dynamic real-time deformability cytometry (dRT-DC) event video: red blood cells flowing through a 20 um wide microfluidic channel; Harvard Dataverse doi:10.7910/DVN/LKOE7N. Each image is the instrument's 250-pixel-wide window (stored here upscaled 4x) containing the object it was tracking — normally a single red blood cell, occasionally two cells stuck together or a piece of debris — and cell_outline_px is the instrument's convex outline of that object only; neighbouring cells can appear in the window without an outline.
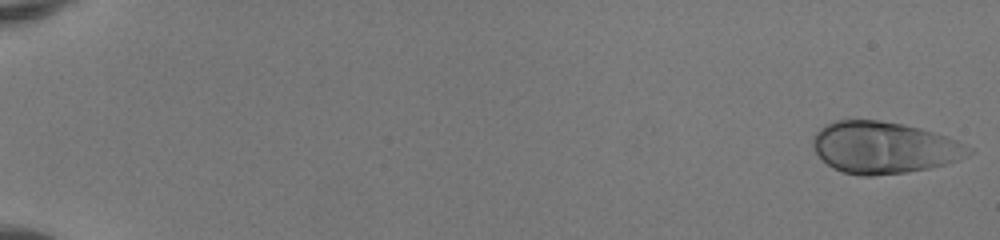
{"species": "human", "species_latin": "Homo sapiens", "temperature_condition": "room temperature", "stored_images_in_passage": 51, "camera_frame_rate_fps": 3000, "um_per_image_px": 0.085, "donor": {"sex": "female"}, "frame": {"image": 1, "passage_image": 1, "time_ms": 0.0, "image_size_px": [1000, 240], "cell_outline_px": [[976, 152], [960, 160], [928, 168], [908, 172], [872, 176], [860, 176], [844, 172], [832, 168], [816, 152], [812, 144], [812, 140], [816, 132], [824, 124], [836, 120], [880, 120], [920, 128], [956, 140], [972, 148]], "centroid_in_image_um": [75.14, 12.55], "position_along_channel_um": 9.9, "area_um2": 46.93}}
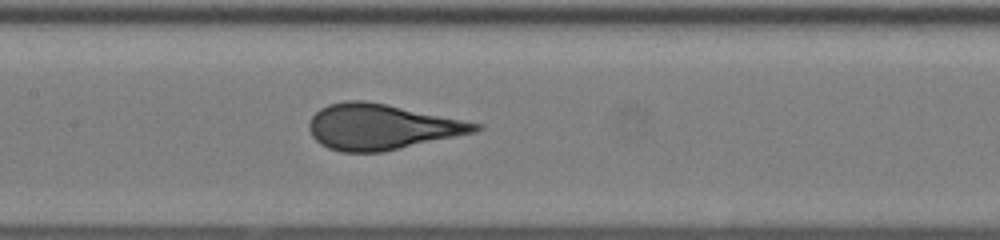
{"frame": {"image": 2, "passage_image": 27, "time_ms": 8.667, "image_size_px": [1000, 240], "cell_outline_px": [[484, 128], [476, 132], [384, 152], [340, 152], [328, 148], [320, 144], [312, 136], [308, 128], [308, 124], [312, 116], [320, 108], [328, 104], [348, 100], [364, 100], [484, 124]], "centroid_in_image_um": [32.42, 10.79], "position_along_channel_um": 175.0, "area_um2": 44.1}}
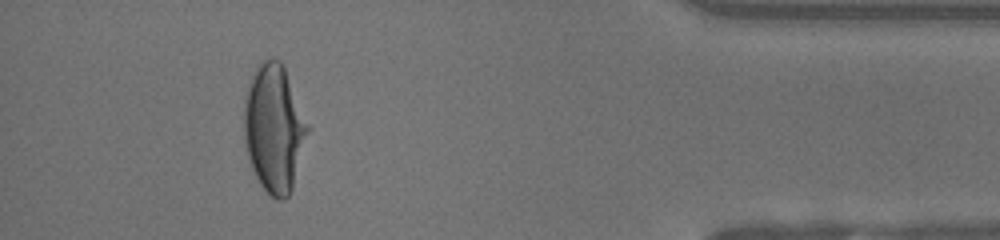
{"frame": {"image": 3, "passage_image": 47, "time_ms": 15.333, "image_size_px": [1000, 240], "cell_outline_px": [[308, 132], [292, 188], [288, 196], [284, 200], [276, 200], [260, 184], [252, 168], [244, 148], [244, 100], [252, 76], [256, 68], [264, 60], [280, 60], [284, 64], [308, 128]], "centroid_in_image_um": [23.27, 10.93], "position_along_channel_um": 411.9, "area_um2": 46.59}, "authors_computed_cell_mechanics": {"area_um2": 44.1014, "velocity_mm_per_s": 4.1505, "shape_relaxation_time_tau1_ms": 4.2783, "shape_relaxation_time_tau2_ms": null, "deformation_change_tau1": 0.2197, "deformation_change_tau2": null}}